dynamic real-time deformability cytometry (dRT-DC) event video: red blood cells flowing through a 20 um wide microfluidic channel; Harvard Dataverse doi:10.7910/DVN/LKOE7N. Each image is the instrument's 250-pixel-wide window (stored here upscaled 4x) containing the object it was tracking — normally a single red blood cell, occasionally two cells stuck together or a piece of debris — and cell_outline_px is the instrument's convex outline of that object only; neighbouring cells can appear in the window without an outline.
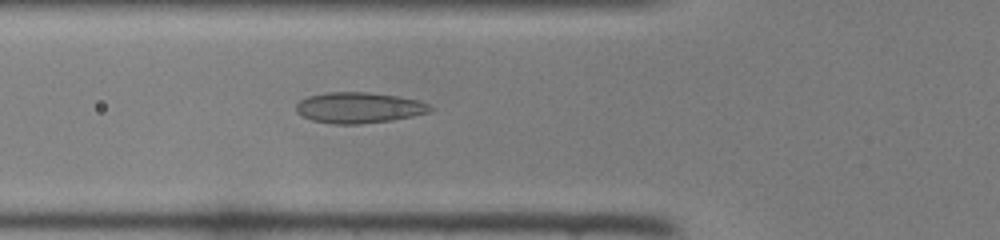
{"species": "common noctule bat (a hibernating species)", "species_latin": "Nyctalus noctula", "temperature_condition": "room temperature", "stored_images_in_passage": 38, "camera_frame_rate_fps": 3000, "um_per_image_px": 0.085, "animal": {"sex": "female", "body_mass_g": 22.0, "forearm_length_mm": 56.7}, "frame": {"image": 1, "passage_image": 13, "time_ms": 4.0, "image_size_px": [1000, 240], "cell_outline_px": [[432, 108], [428, 112], [412, 116], [392, 120], [360, 124], [332, 124], [312, 120], [296, 112], [296, 104], [300, 100], [308, 96], [328, 92], [368, 92], [396, 96], [416, 100], [428, 104]], "centroid_in_image_um": [30.46, 9.15], "position_along_channel_um": 95.3, "area_um2": 23.87}}
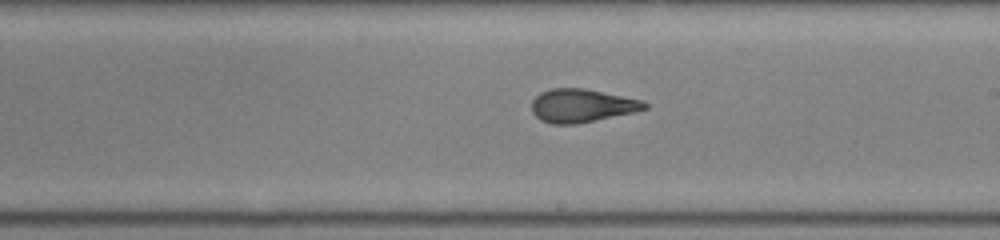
{"frame": {"image": 2, "passage_image": 23, "time_ms": 7.333, "image_size_px": [1000, 240], "cell_outline_px": [[648, 108], [632, 112], [576, 124], [552, 124], [540, 120], [532, 112], [532, 100], [540, 92], [552, 88], [584, 88], [640, 100], [648, 104]], "centroid_in_image_um": [49.4, 8.98], "position_along_channel_um": 239.6, "area_um2": 21.62}}
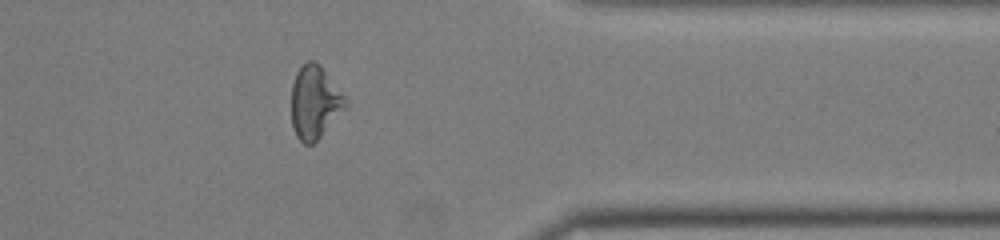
{"frame": {"image": 3, "passage_image": 34, "time_ms": 11.0, "image_size_px": [1000, 240], "cell_outline_px": [[348, 104], [320, 136], [312, 144], [304, 144], [296, 136], [292, 124], [292, 84], [296, 72], [308, 60], [316, 60], [320, 64], [348, 100]], "centroid_in_image_um": [26.74, 8.66], "position_along_channel_um": 384.7, "area_um2": 22.72}}